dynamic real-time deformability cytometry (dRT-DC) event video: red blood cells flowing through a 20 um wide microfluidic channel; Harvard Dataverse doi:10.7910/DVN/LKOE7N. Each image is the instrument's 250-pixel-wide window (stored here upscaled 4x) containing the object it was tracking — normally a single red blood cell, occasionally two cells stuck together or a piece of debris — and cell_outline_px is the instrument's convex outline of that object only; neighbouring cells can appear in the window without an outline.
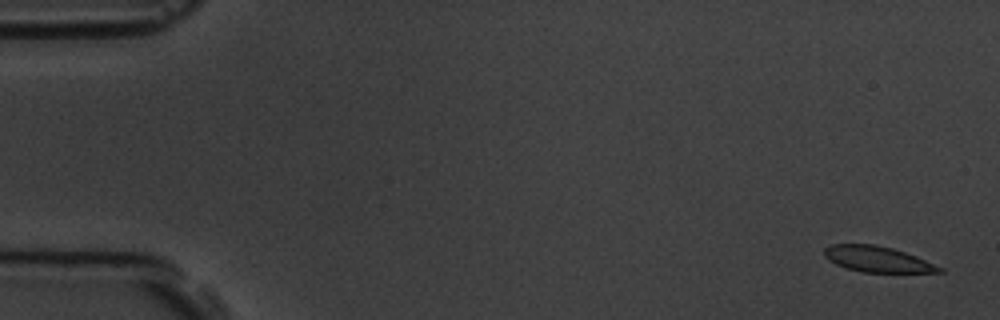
{"species": "common noctule bat (a hibernating species)", "species_latin": "Nyctalus noctula", "temperature_condition": "room temperature", "stored_images_in_passage": 5, "camera_frame_rate_fps": 3000, "um_per_image_px": 0.085, "animal": {"sex": "male", "body_mass_g": 19.5, "forearm_length_mm": 54.6}, "frame": {"image": 1, "passage_image": 1, "time_ms": 0.0, "image_size_px": [1000, 320], "cell_outline_px": [[944, 272], [864, 272], [844, 268], [828, 260], [824, 256], [824, 248], [832, 244], [876, 244], [892, 248], [916, 256], [944, 268]], "centroid_in_image_um": [74.56, 22.03], "position_along_channel_um": 10.4, "area_um2": 17.28}}
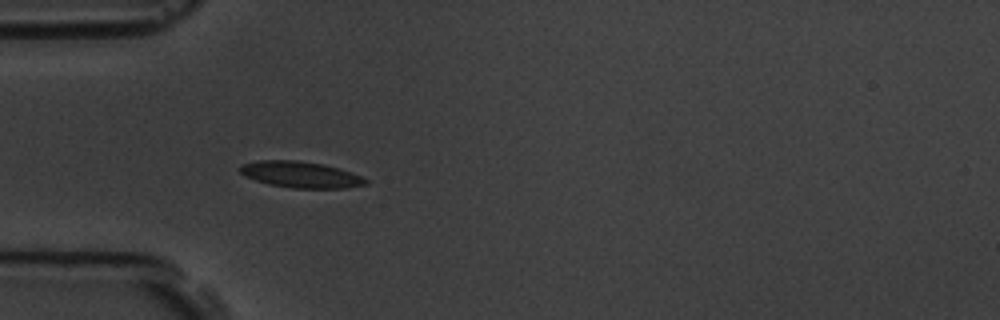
{"frame": {"image": 2, "passage_image": 5, "time_ms": 5.0, "image_size_px": [1000, 320], "cell_outline_px": [[368, 184], [344, 188], [292, 188], [268, 184], [244, 176], [240, 172], [240, 164], [260, 160], [300, 160], [324, 164], [360, 176], [368, 180]], "centroid_in_image_um": [25.51, 14.83], "position_along_channel_um": 59.5, "area_um2": 19.13}}